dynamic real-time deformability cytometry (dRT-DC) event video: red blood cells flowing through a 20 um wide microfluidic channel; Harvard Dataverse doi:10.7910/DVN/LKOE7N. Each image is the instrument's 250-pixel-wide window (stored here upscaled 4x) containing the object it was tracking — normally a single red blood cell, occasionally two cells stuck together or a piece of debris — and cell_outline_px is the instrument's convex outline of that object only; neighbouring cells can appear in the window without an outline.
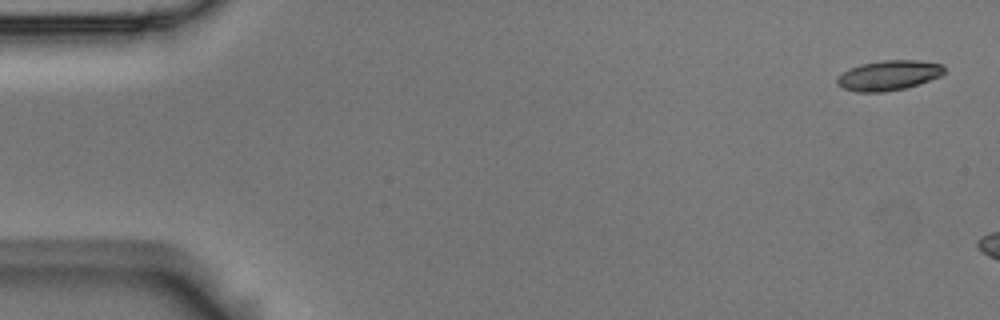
{"species": "Egyptian fruit bat (a non-hibernating species)", "species_latin": "Rousettus aegyptiacus", "temperature_condition": "room temperature", "stored_images_in_passage": 3, "camera_frame_rate_fps": 3000, "um_per_image_px": 0.085, "animal": {"sex": "male"}, "frame": {"image": 1, "passage_image": 1, "time_ms": 0.0, "image_size_px": [1000, 320], "cell_outline_px": [[944, 72], [940, 76], [904, 88], [884, 92], [856, 92], [844, 88], [836, 84], [836, 76], [848, 68], [860, 64], [880, 60], [916, 60], [940, 64], [944, 68]], "centroid_in_image_um": [75.45, 6.4], "position_along_channel_um": 9.6, "area_um2": 18.67}}